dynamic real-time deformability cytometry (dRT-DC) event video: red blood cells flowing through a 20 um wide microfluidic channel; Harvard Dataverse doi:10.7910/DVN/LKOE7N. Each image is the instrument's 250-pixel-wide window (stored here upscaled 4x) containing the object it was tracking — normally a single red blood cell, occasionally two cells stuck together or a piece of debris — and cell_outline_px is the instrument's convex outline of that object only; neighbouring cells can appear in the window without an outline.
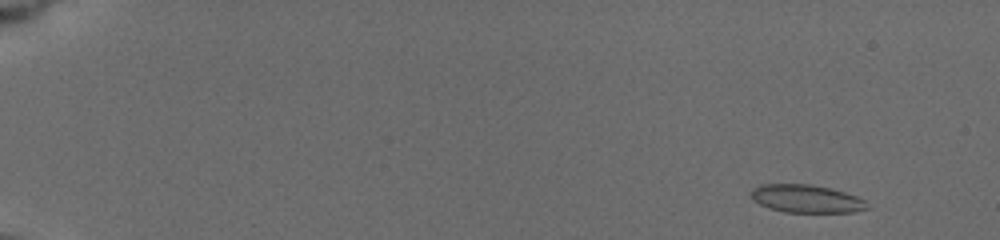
{"species": "common noctule bat (a hibernating species)", "species_latin": "Nyctalus noctula", "temperature_condition": "cold", "stored_images_in_passage": 12, "camera_frame_rate_fps": 3000, "um_per_image_px": 0.085, "animal": {"sex": "female", "body_mass_g": 19.5, "forearm_length_mm": 54.1}, "frame": {"image": 1, "passage_image": 1, "time_ms": 0.0, "image_size_px": [1000, 240], "cell_outline_px": [[868, 208], [852, 212], [784, 212], [768, 208], [752, 200], [752, 188], [760, 184], [808, 184], [828, 188], [844, 192], [856, 196], [864, 200]], "centroid_in_image_um": [68.49, 16.89], "position_along_channel_um": 16.5, "area_um2": 18.73}}
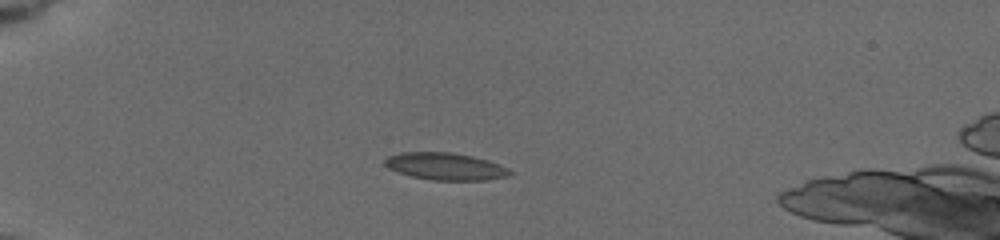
{"frame": {"image": 2, "passage_image": 8, "time_ms": 4.0, "image_size_px": [1000, 240], "cell_outline_px": [[512, 172], [508, 176], [484, 180], [432, 180], [412, 176], [388, 168], [384, 164], [384, 160], [388, 156], [400, 152], [448, 152], [472, 156], [488, 160], [508, 168]], "centroid_in_image_um": [37.84, 14.14], "position_along_channel_um": 47.2, "area_um2": 19.65}}
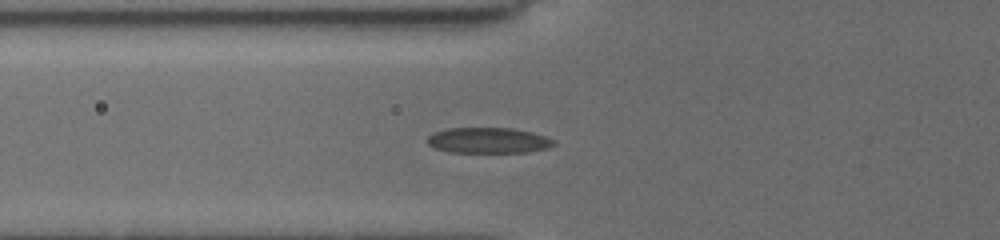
{"frame": {"image": 3, "passage_image": 11, "time_ms": 6.0, "image_size_px": [1000, 240], "cell_outline_px": [[556, 144], [548, 148], [528, 152], [448, 152], [436, 148], [428, 144], [424, 140], [432, 132], [448, 128], [512, 128], [532, 132], [556, 140]], "centroid_in_image_um": [41.49, 11.93], "position_along_channel_um": 84.3, "area_um2": 19.07}}